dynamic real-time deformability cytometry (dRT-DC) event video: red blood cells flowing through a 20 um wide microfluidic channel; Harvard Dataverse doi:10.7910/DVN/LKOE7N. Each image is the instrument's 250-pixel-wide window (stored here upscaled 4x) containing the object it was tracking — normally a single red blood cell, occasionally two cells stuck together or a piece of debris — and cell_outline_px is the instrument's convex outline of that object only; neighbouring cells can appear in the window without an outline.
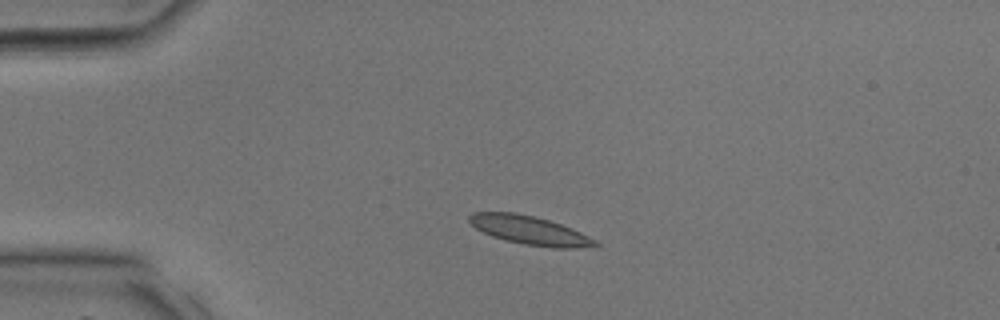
{"species": "common noctule bat (a hibernating species)", "species_latin": "Nyctalus noctula", "temperature_condition": "room temperature", "stored_images_in_passage": 30, "camera_frame_rate_fps": 3000, "um_per_image_px": 0.085, "animal": {"sex": "male", "body_mass_g": 17.9, "forearm_length_mm": 54.2}, "frame": {"image": 1, "passage_image": 1, "time_ms": 0.0, "image_size_px": [1000, 320], "cell_outline_px": [[600, 244], [572, 248], [552, 248], [524, 244], [492, 236], [476, 228], [468, 220], [468, 216], [472, 212], [516, 212], [536, 216], [572, 228], [596, 240]], "centroid_in_image_um": [45.0, 19.55], "position_along_channel_um": 40.0, "area_um2": 20.81}}
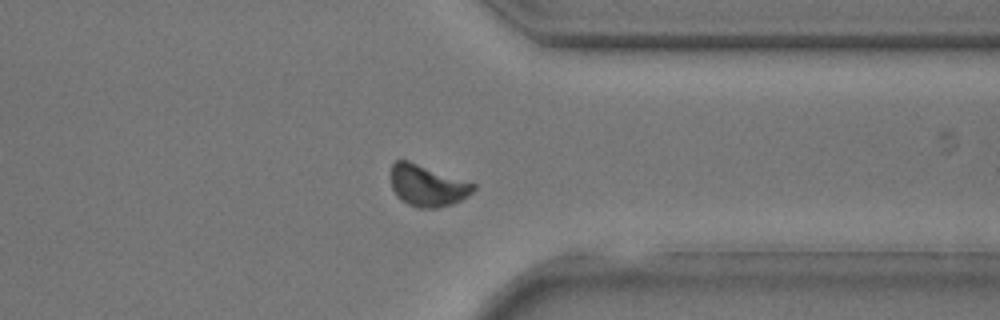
{"frame": {"image": 2, "passage_image": 22, "time_ms": 7.0, "image_size_px": [1000, 320], "cell_outline_px": [[476, 188], [468, 196], [452, 204], [436, 208], [416, 208], [400, 200], [396, 196], [392, 188], [388, 176], [392, 164], [396, 160], [408, 160], [476, 184]], "centroid_in_image_um": [36.27, 15.78], "position_along_channel_um": 375.1, "area_um2": 20.23}}
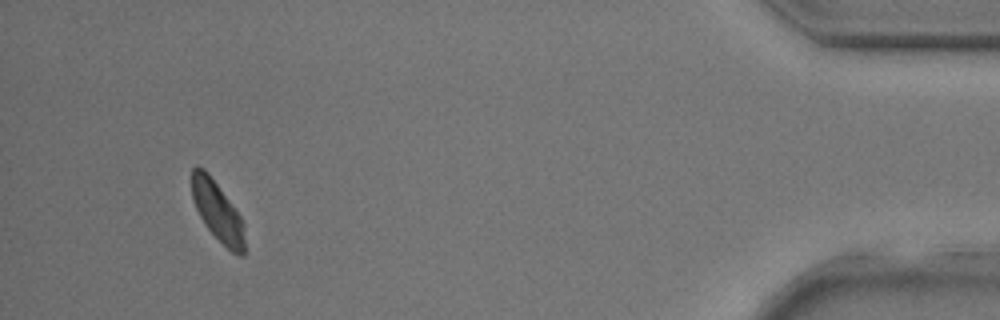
{"frame": {"image": 3, "passage_image": 28, "time_ms": 9.0, "image_size_px": [1000, 320], "cell_outline_px": [[244, 256], [240, 256], [232, 252], [204, 224], [192, 200], [192, 168], [196, 164], [204, 168], [208, 172], [240, 216], [244, 224]], "centroid_in_image_um": [18.47, 17.93], "position_along_channel_um": 416.7, "area_um2": 18.09}}